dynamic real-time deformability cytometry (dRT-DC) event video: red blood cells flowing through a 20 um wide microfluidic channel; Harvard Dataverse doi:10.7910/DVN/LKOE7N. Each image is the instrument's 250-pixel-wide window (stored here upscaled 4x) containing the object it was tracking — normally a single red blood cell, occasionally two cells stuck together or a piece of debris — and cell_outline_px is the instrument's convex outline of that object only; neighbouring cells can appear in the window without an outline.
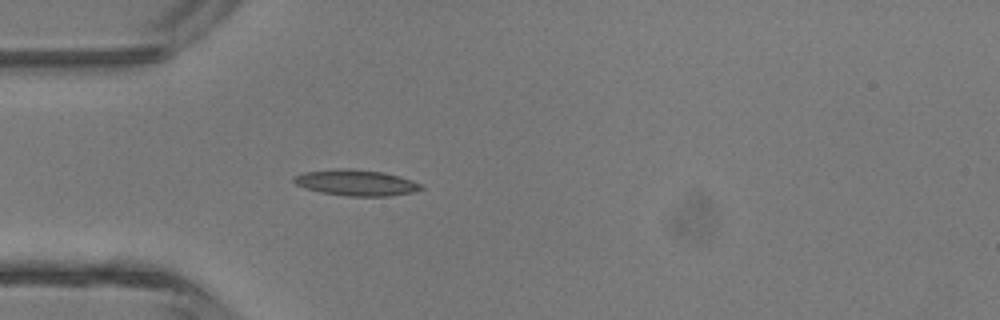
{"species": "common noctule bat (a hibernating species)", "species_latin": "Nyctalus noctula", "temperature_condition": "room temperature", "stored_images_in_passage": 2, "camera_frame_rate_fps": 3000, "um_per_image_px": 0.085, "animal": {"sex": "male", "body_mass_g": 13.3}, "frame": {"image": 1, "passage_image": 2, "time_ms": 1.333, "image_size_px": [1000, 320], "cell_outline_px": [[424, 188], [412, 192], [388, 196], [348, 196], [320, 192], [304, 188], [296, 184], [292, 180], [292, 176], [304, 172], [336, 168], [348, 168], [384, 172], [412, 180], [424, 184]], "centroid_in_image_um": [30.25, 15.52], "position_along_channel_um": 54.8, "area_um2": 19.42}}